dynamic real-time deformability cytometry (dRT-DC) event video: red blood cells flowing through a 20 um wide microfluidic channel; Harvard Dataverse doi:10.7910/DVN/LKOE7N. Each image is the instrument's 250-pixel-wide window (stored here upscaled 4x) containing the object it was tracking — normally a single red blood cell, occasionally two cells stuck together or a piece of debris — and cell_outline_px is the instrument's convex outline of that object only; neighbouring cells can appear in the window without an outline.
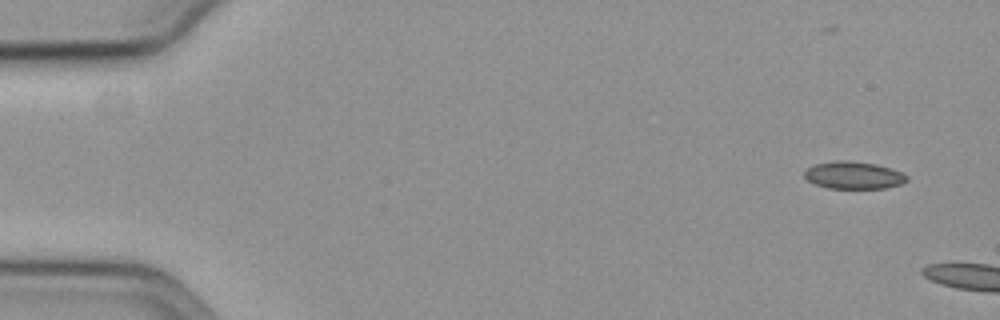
{"species": "common noctule bat (a hibernating species)", "species_latin": "Nyctalus noctula", "temperature_condition": "cold", "stored_images_in_passage": 5, "camera_frame_rate_fps": 3000, "um_per_image_px": 0.085, "animal": {"sex": "female", "body_mass_g": 19.3, "forearm_length_mm": 54.1}, "frame": {"image": 1, "passage_image": 1, "time_ms": 0.0, "image_size_px": [1000, 320], "cell_outline_px": [[908, 180], [900, 184], [884, 188], [828, 188], [816, 184], [808, 180], [804, 176], [804, 172], [808, 168], [816, 164], [836, 160], [848, 160], [876, 164], [900, 172], [908, 176]], "centroid_in_image_um": [72.55, 14.89], "position_along_channel_um": 12.5, "area_um2": 16.13}}